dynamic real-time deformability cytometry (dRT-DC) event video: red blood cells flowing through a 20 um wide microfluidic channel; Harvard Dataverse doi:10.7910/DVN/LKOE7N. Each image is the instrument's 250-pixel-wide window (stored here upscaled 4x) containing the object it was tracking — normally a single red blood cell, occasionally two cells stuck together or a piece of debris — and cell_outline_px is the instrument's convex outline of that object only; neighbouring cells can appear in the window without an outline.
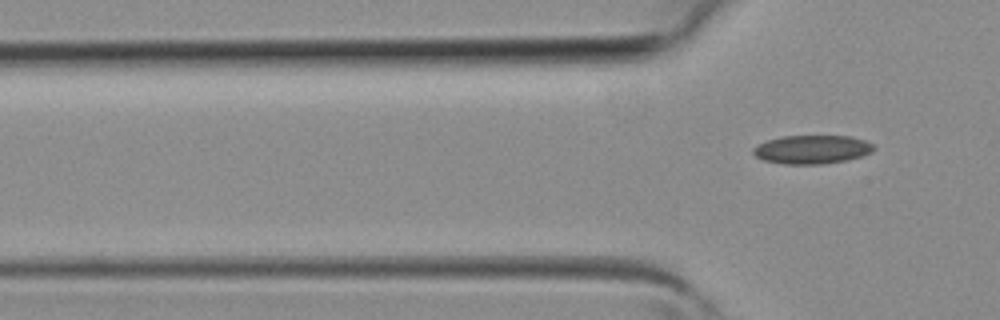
{"species": "common noctule bat (a hibernating species)", "species_latin": "Nyctalus noctula", "temperature_condition": "room temperature", "stored_images_in_passage": 5, "segment_of_instrument_passage": [2, 2], "camera_frame_rate_fps": 3000, "um_per_image_px": 0.085, "animal": {"sex": "female", "body_mass_g": 19.3, "forearm_length_mm": 54.1}, "frame": {"image": 1, "passage_image": 5, "time_ms": 1.333, "image_size_px": [1000, 320], "cell_outline_px": [[876, 148], [872, 152], [848, 160], [824, 164], [784, 164], [764, 160], [756, 156], [752, 152], [752, 148], [768, 140], [784, 136], [852, 136], [864, 140], [872, 144]], "centroid_in_image_um": [69.04, 12.71], "position_along_channel_um": 56.8, "area_um2": 20.06}}